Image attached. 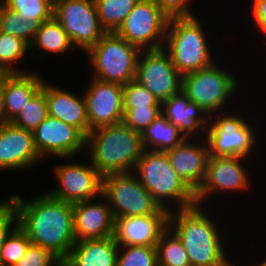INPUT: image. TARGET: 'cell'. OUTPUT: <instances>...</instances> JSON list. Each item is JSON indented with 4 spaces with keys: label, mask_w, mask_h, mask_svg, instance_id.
Wrapping results in <instances>:
<instances>
[{
    "label": "cell",
    "mask_w": 266,
    "mask_h": 266,
    "mask_svg": "<svg viewBox=\"0 0 266 266\" xmlns=\"http://www.w3.org/2000/svg\"><path fill=\"white\" fill-rule=\"evenodd\" d=\"M7 197L16 209L18 226L32 244L50 250L64 261L77 242L73 204L55 199L47 192L37 194L29 200L20 194Z\"/></svg>",
    "instance_id": "1"
},
{
    "label": "cell",
    "mask_w": 266,
    "mask_h": 266,
    "mask_svg": "<svg viewBox=\"0 0 266 266\" xmlns=\"http://www.w3.org/2000/svg\"><path fill=\"white\" fill-rule=\"evenodd\" d=\"M218 209L195 205L169 212L168 227L181 240L191 266H239L232 260L228 244L235 236L230 238L225 232L229 230L219 220L222 213L217 214Z\"/></svg>",
    "instance_id": "2"
},
{
    "label": "cell",
    "mask_w": 266,
    "mask_h": 266,
    "mask_svg": "<svg viewBox=\"0 0 266 266\" xmlns=\"http://www.w3.org/2000/svg\"><path fill=\"white\" fill-rule=\"evenodd\" d=\"M144 152L141 133L123 121L91 130L86 136L88 160L104 177L109 174L133 172Z\"/></svg>",
    "instance_id": "3"
},
{
    "label": "cell",
    "mask_w": 266,
    "mask_h": 266,
    "mask_svg": "<svg viewBox=\"0 0 266 266\" xmlns=\"http://www.w3.org/2000/svg\"><path fill=\"white\" fill-rule=\"evenodd\" d=\"M211 36L208 26L197 16L169 18L163 49L183 76L209 67L218 60L219 49L214 47L215 39Z\"/></svg>",
    "instance_id": "4"
},
{
    "label": "cell",
    "mask_w": 266,
    "mask_h": 266,
    "mask_svg": "<svg viewBox=\"0 0 266 266\" xmlns=\"http://www.w3.org/2000/svg\"><path fill=\"white\" fill-rule=\"evenodd\" d=\"M236 107L210 115L208 127L205 131L209 156L243 157L251 158L252 160L257 153L256 151L263 146L261 143L263 142L262 138L260 139L259 137L260 127L256 125L259 123L255 121L257 117L253 119L254 117L249 114V118L248 112L245 110L246 108L242 111L239 108L240 106Z\"/></svg>",
    "instance_id": "5"
},
{
    "label": "cell",
    "mask_w": 266,
    "mask_h": 266,
    "mask_svg": "<svg viewBox=\"0 0 266 266\" xmlns=\"http://www.w3.org/2000/svg\"><path fill=\"white\" fill-rule=\"evenodd\" d=\"M133 173L161 208L170 212L197 205L195 193L173 170L166 152L144 150Z\"/></svg>",
    "instance_id": "6"
},
{
    "label": "cell",
    "mask_w": 266,
    "mask_h": 266,
    "mask_svg": "<svg viewBox=\"0 0 266 266\" xmlns=\"http://www.w3.org/2000/svg\"><path fill=\"white\" fill-rule=\"evenodd\" d=\"M223 61L217 60L209 67L182 76V91L209 116L232 109L234 103L239 105L235 99L239 97L236 96L239 93L238 89L243 87L237 75L239 72L233 73L230 70L233 69L232 65L228 66V63L224 64Z\"/></svg>",
    "instance_id": "7"
},
{
    "label": "cell",
    "mask_w": 266,
    "mask_h": 266,
    "mask_svg": "<svg viewBox=\"0 0 266 266\" xmlns=\"http://www.w3.org/2000/svg\"><path fill=\"white\" fill-rule=\"evenodd\" d=\"M140 49L115 32H107L86 53L92 78L125 85L135 79Z\"/></svg>",
    "instance_id": "8"
},
{
    "label": "cell",
    "mask_w": 266,
    "mask_h": 266,
    "mask_svg": "<svg viewBox=\"0 0 266 266\" xmlns=\"http://www.w3.org/2000/svg\"><path fill=\"white\" fill-rule=\"evenodd\" d=\"M248 160L250 163L253 162L243 157L209 156L204 181L195 193L197 205L212 207L213 204L214 207L215 197L226 198L232 194L231 199H234V193H237V196L245 193L246 197V193L253 189V174L250 173L251 166Z\"/></svg>",
    "instance_id": "9"
},
{
    "label": "cell",
    "mask_w": 266,
    "mask_h": 266,
    "mask_svg": "<svg viewBox=\"0 0 266 266\" xmlns=\"http://www.w3.org/2000/svg\"><path fill=\"white\" fill-rule=\"evenodd\" d=\"M76 158L79 157H58L62 162L57 161L52 168L57 187L46 191L51 197L70 204L92 200L102 195L103 176L88 159L84 158L83 162L77 161Z\"/></svg>",
    "instance_id": "10"
},
{
    "label": "cell",
    "mask_w": 266,
    "mask_h": 266,
    "mask_svg": "<svg viewBox=\"0 0 266 266\" xmlns=\"http://www.w3.org/2000/svg\"><path fill=\"white\" fill-rule=\"evenodd\" d=\"M102 196L114 218L155 214L161 208L133 172L104 176Z\"/></svg>",
    "instance_id": "11"
},
{
    "label": "cell",
    "mask_w": 266,
    "mask_h": 266,
    "mask_svg": "<svg viewBox=\"0 0 266 266\" xmlns=\"http://www.w3.org/2000/svg\"><path fill=\"white\" fill-rule=\"evenodd\" d=\"M53 17L77 51L86 53L107 31L101 26L94 0H58Z\"/></svg>",
    "instance_id": "12"
},
{
    "label": "cell",
    "mask_w": 266,
    "mask_h": 266,
    "mask_svg": "<svg viewBox=\"0 0 266 266\" xmlns=\"http://www.w3.org/2000/svg\"><path fill=\"white\" fill-rule=\"evenodd\" d=\"M168 21L154 0H139L115 33L140 50H157L164 46Z\"/></svg>",
    "instance_id": "13"
},
{
    "label": "cell",
    "mask_w": 266,
    "mask_h": 266,
    "mask_svg": "<svg viewBox=\"0 0 266 266\" xmlns=\"http://www.w3.org/2000/svg\"><path fill=\"white\" fill-rule=\"evenodd\" d=\"M135 80L146 87L160 103L177 94L182 88V75L163 48L140 51Z\"/></svg>",
    "instance_id": "14"
},
{
    "label": "cell",
    "mask_w": 266,
    "mask_h": 266,
    "mask_svg": "<svg viewBox=\"0 0 266 266\" xmlns=\"http://www.w3.org/2000/svg\"><path fill=\"white\" fill-rule=\"evenodd\" d=\"M33 137L39 155L46 162L85 155L82 153H85L86 137L76 127L49 115L33 131Z\"/></svg>",
    "instance_id": "15"
},
{
    "label": "cell",
    "mask_w": 266,
    "mask_h": 266,
    "mask_svg": "<svg viewBox=\"0 0 266 266\" xmlns=\"http://www.w3.org/2000/svg\"><path fill=\"white\" fill-rule=\"evenodd\" d=\"M82 88L86 103L89 129L113 125L123 121V85L103 82L95 78ZM85 89V90H84Z\"/></svg>",
    "instance_id": "16"
},
{
    "label": "cell",
    "mask_w": 266,
    "mask_h": 266,
    "mask_svg": "<svg viewBox=\"0 0 266 266\" xmlns=\"http://www.w3.org/2000/svg\"><path fill=\"white\" fill-rule=\"evenodd\" d=\"M44 162L35 146L33 132L11 122L0 125V172H24Z\"/></svg>",
    "instance_id": "17"
},
{
    "label": "cell",
    "mask_w": 266,
    "mask_h": 266,
    "mask_svg": "<svg viewBox=\"0 0 266 266\" xmlns=\"http://www.w3.org/2000/svg\"><path fill=\"white\" fill-rule=\"evenodd\" d=\"M168 217L169 211L160 208L155 214L114 218L113 238L119 246L156 247Z\"/></svg>",
    "instance_id": "18"
},
{
    "label": "cell",
    "mask_w": 266,
    "mask_h": 266,
    "mask_svg": "<svg viewBox=\"0 0 266 266\" xmlns=\"http://www.w3.org/2000/svg\"><path fill=\"white\" fill-rule=\"evenodd\" d=\"M173 170L196 193L207 169L209 149L204 138H185L178 146L165 151Z\"/></svg>",
    "instance_id": "19"
},
{
    "label": "cell",
    "mask_w": 266,
    "mask_h": 266,
    "mask_svg": "<svg viewBox=\"0 0 266 266\" xmlns=\"http://www.w3.org/2000/svg\"><path fill=\"white\" fill-rule=\"evenodd\" d=\"M73 216L77 242L113 236L114 217L109 204L102 195L73 204Z\"/></svg>",
    "instance_id": "20"
},
{
    "label": "cell",
    "mask_w": 266,
    "mask_h": 266,
    "mask_svg": "<svg viewBox=\"0 0 266 266\" xmlns=\"http://www.w3.org/2000/svg\"><path fill=\"white\" fill-rule=\"evenodd\" d=\"M161 113L185 138L205 137L210 116L191 102L182 89L161 103Z\"/></svg>",
    "instance_id": "21"
},
{
    "label": "cell",
    "mask_w": 266,
    "mask_h": 266,
    "mask_svg": "<svg viewBox=\"0 0 266 266\" xmlns=\"http://www.w3.org/2000/svg\"><path fill=\"white\" fill-rule=\"evenodd\" d=\"M76 93L45 80L48 115L76 127L86 137L91 131L86 114V103L82 92Z\"/></svg>",
    "instance_id": "22"
},
{
    "label": "cell",
    "mask_w": 266,
    "mask_h": 266,
    "mask_svg": "<svg viewBox=\"0 0 266 266\" xmlns=\"http://www.w3.org/2000/svg\"><path fill=\"white\" fill-rule=\"evenodd\" d=\"M44 75L39 71L3 73L0 87L4 97L6 119L11 122L28 101L42 88Z\"/></svg>",
    "instance_id": "23"
},
{
    "label": "cell",
    "mask_w": 266,
    "mask_h": 266,
    "mask_svg": "<svg viewBox=\"0 0 266 266\" xmlns=\"http://www.w3.org/2000/svg\"><path fill=\"white\" fill-rule=\"evenodd\" d=\"M119 245L113 236L76 242L64 260L68 266H116Z\"/></svg>",
    "instance_id": "24"
},
{
    "label": "cell",
    "mask_w": 266,
    "mask_h": 266,
    "mask_svg": "<svg viewBox=\"0 0 266 266\" xmlns=\"http://www.w3.org/2000/svg\"><path fill=\"white\" fill-rule=\"evenodd\" d=\"M39 50V52H38ZM77 49L72 44L68 34L62 28L61 24L52 17L50 20L44 21L40 29L37 31L35 39L30 45V54L33 59H46L47 54L53 56H61L74 53ZM35 56V57H34ZM40 56V57H39Z\"/></svg>",
    "instance_id": "25"
},
{
    "label": "cell",
    "mask_w": 266,
    "mask_h": 266,
    "mask_svg": "<svg viewBox=\"0 0 266 266\" xmlns=\"http://www.w3.org/2000/svg\"><path fill=\"white\" fill-rule=\"evenodd\" d=\"M144 150L163 151L178 146L185 137L162 114L141 132Z\"/></svg>",
    "instance_id": "26"
},
{
    "label": "cell",
    "mask_w": 266,
    "mask_h": 266,
    "mask_svg": "<svg viewBox=\"0 0 266 266\" xmlns=\"http://www.w3.org/2000/svg\"><path fill=\"white\" fill-rule=\"evenodd\" d=\"M51 18H26L19 12L8 8L0 0V31L24 40L29 46L44 21Z\"/></svg>",
    "instance_id": "27"
},
{
    "label": "cell",
    "mask_w": 266,
    "mask_h": 266,
    "mask_svg": "<svg viewBox=\"0 0 266 266\" xmlns=\"http://www.w3.org/2000/svg\"><path fill=\"white\" fill-rule=\"evenodd\" d=\"M28 54H30V46L24 40L0 31V71L2 73L31 71L28 68L24 70L19 65L20 61L25 64L24 58L31 57Z\"/></svg>",
    "instance_id": "28"
},
{
    "label": "cell",
    "mask_w": 266,
    "mask_h": 266,
    "mask_svg": "<svg viewBox=\"0 0 266 266\" xmlns=\"http://www.w3.org/2000/svg\"><path fill=\"white\" fill-rule=\"evenodd\" d=\"M139 0H94L101 26L115 32Z\"/></svg>",
    "instance_id": "29"
},
{
    "label": "cell",
    "mask_w": 266,
    "mask_h": 266,
    "mask_svg": "<svg viewBox=\"0 0 266 266\" xmlns=\"http://www.w3.org/2000/svg\"><path fill=\"white\" fill-rule=\"evenodd\" d=\"M158 266H191L181 240L168 227L156 245Z\"/></svg>",
    "instance_id": "30"
},
{
    "label": "cell",
    "mask_w": 266,
    "mask_h": 266,
    "mask_svg": "<svg viewBox=\"0 0 266 266\" xmlns=\"http://www.w3.org/2000/svg\"><path fill=\"white\" fill-rule=\"evenodd\" d=\"M48 116L45 95V80L42 88L26 103L11 123L19 128L33 132Z\"/></svg>",
    "instance_id": "31"
},
{
    "label": "cell",
    "mask_w": 266,
    "mask_h": 266,
    "mask_svg": "<svg viewBox=\"0 0 266 266\" xmlns=\"http://www.w3.org/2000/svg\"><path fill=\"white\" fill-rule=\"evenodd\" d=\"M31 244L27 234L17 225L5 238L0 251V266H14Z\"/></svg>",
    "instance_id": "32"
},
{
    "label": "cell",
    "mask_w": 266,
    "mask_h": 266,
    "mask_svg": "<svg viewBox=\"0 0 266 266\" xmlns=\"http://www.w3.org/2000/svg\"><path fill=\"white\" fill-rule=\"evenodd\" d=\"M116 266H158L157 249L151 246H119Z\"/></svg>",
    "instance_id": "33"
},
{
    "label": "cell",
    "mask_w": 266,
    "mask_h": 266,
    "mask_svg": "<svg viewBox=\"0 0 266 266\" xmlns=\"http://www.w3.org/2000/svg\"><path fill=\"white\" fill-rule=\"evenodd\" d=\"M161 106L160 101L135 79L123 85V112L133 107Z\"/></svg>",
    "instance_id": "34"
},
{
    "label": "cell",
    "mask_w": 266,
    "mask_h": 266,
    "mask_svg": "<svg viewBox=\"0 0 266 266\" xmlns=\"http://www.w3.org/2000/svg\"><path fill=\"white\" fill-rule=\"evenodd\" d=\"M161 114V106L133 107L124 113L123 122L141 133Z\"/></svg>",
    "instance_id": "35"
},
{
    "label": "cell",
    "mask_w": 266,
    "mask_h": 266,
    "mask_svg": "<svg viewBox=\"0 0 266 266\" xmlns=\"http://www.w3.org/2000/svg\"><path fill=\"white\" fill-rule=\"evenodd\" d=\"M8 8L26 18H52L53 9L41 0H1Z\"/></svg>",
    "instance_id": "36"
},
{
    "label": "cell",
    "mask_w": 266,
    "mask_h": 266,
    "mask_svg": "<svg viewBox=\"0 0 266 266\" xmlns=\"http://www.w3.org/2000/svg\"><path fill=\"white\" fill-rule=\"evenodd\" d=\"M60 261L50 250L31 244L14 266H56Z\"/></svg>",
    "instance_id": "37"
},
{
    "label": "cell",
    "mask_w": 266,
    "mask_h": 266,
    "mask_svg": "<svg viewBox=\"0 0 266 266\" xmlns=\"http://www.w3.org/2000/svg\"><path fill=\"white\" fill-rule=\"evenodd\" d=\"M154 2L169 18L200 16L195 9L193 10L195 7L192 5L195 0H154Z\"/></svg>",
    "instance_id": "38"
},
{
    "label": "cell",
    "mask_w": 266,
    "mask_h": 266,
    "mask_svg": "<svg viewBox=\"0 0 266 266\" xmlns=\"http://www.w3.org/2000/svg\"><path fill=\"white\" fill-rule=\"evenodd\" d=\"M18 225L17 212L11 200L7 197L0 201V251L5 238Z\"/></svg>",
    "instance_id": "39"
},
{
    "label": "cell",
    "mask_w": 266,
    "mask_h": 266,
    "mask_svg": "<svg viewBox=\"0 0 266 266\" xmlns=\"http://www.w3.org/2000/svg\"><path fill=\"white\" fill-rule=\"evenodd\" d=\"M250 2L247 3V5H251H248L247 8L248 10L250 9L249 14L248 12H246L247 14L244 13L245 15H249L248 17H246L247 19L249 18L248 21L250 20L247 23H251L253 27L252 31H255L253 35L256 33L261 40L264 38L263 40L266 41V0H250Z\"/></svg>",
    "instance_id": "40"
},
{
    "label": "cell",
    "mask_w": 266,
    "mask_h": 266,
    "mask_svg": "<svg viewBox=\"0 0 266 266\" xmlns=\"http://www.w3.org/2000/svg\"><path fill=\"white\" fill-rule=\"evenodd\" d=\"M8 122L9 121L6 119V114H5V105H4V97L2 94V88L0 87V125Z\"/></svg>",
    "instance_id": "41"
},
{
    "label": "cell",
    "mask_w": 266,
    "mask_h": 266,
    "mask_svg": "<svg viewBox=\"0 0 266 266\" xmlns=\"http://www.w3.org/2000/svg\"><path fill=\"white\" fill-rule=\"evenodd\" d=\"M255 262H256V265H254L252 262V264L248 263V266H266V257H264V259H262L261 262L260 261H255ZM240 266H244V265H240Z\"/></svg>",
    "instance_id": "42"
},
{
    "label": "cell",
    "mask_w": 266,
    "mask_h": 266,
    "mask_svg": "<svg viewBox=\"0 0 266 266\" xmlns=\"http://www.w3.org/2000/svg\"><path fill=\"white\" fill-rule=\"evenodd\" d=\"M46 2L52 9H54L55 4L57 3L58 0H41Z\"/></svg>",
    "instance_id": "43"
},
{
    "label": "cell",
    "mask_w": 266,
    "mask_h": 266,
    "mask_svg": "<svg viewBox=\"0 0 266 266\" xmlns=\"http://www.w3.org/2000/svg\"><path fill=\"white\" fill-rule=\"evenodd\" d=\"M56 266H68L65 261H60Z\"/></svg>",
    "instance_id": "44"
}]
</instances>
